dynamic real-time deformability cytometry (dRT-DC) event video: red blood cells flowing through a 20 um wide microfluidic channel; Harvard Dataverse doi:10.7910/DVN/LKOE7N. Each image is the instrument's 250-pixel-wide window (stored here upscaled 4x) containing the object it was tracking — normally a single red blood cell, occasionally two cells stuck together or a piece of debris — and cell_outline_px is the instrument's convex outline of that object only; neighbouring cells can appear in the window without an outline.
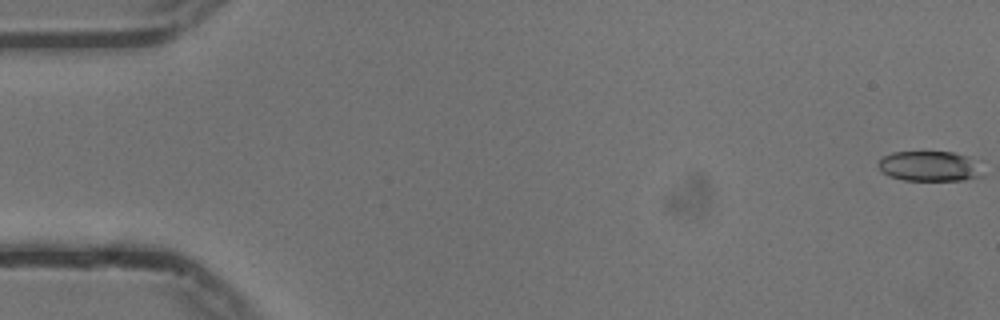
{"species": "common noctule bat (a hibernating species)", "species_latin": "Nyctalus noctula", "temperature_condition": "cold", "stored_images_in_passage": 55, "camera_frame_rate_fps": 3000, "um_per_image_px": 0.085, "animal": {"sex": "male", "body_mass_g": 13.3}, "frame": {"image": 1, "passage_image": 1, "time_ms": 0.0, "image_size_px": [1000, 320], "cell_outline_px": [[984, 176], [964, 180], [904, 180], [888, 176], [876, 164], [880, 156], [892, 152], [952, 152], [968, 156]], "centroid_in_image_um": [78.92, 14.12], "position_along_channel_um": 6.1, "area_um2": 18.21}}
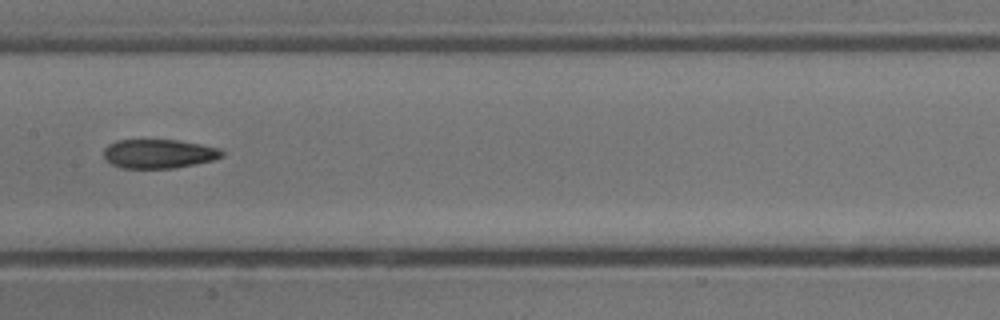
{"frame": {"image": 2, "passage_image": 28, "time_ms": 9.0, "image_size_px": [1000, 320], "cell_outline_px": [[224, 156], [212, 160], [172, 168], [120, 168], [112, 164], [104, 156], [104, 148], [108, 144], [116, 140], [176, 140], [200, 144], [220, 148], [224, 152]], "centroid_in_image_um": [13.49, 13.06], "position_along_channel_um": 193.9, "area_um2": 19.88}}
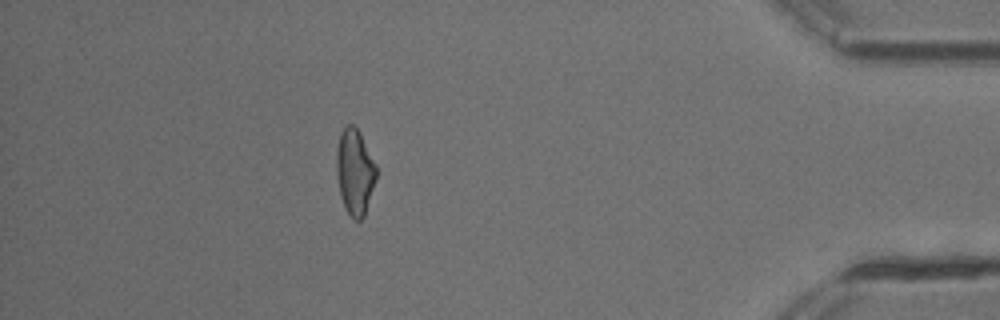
{"frame": {"image": 3, "passage_image": 49, "time_ms": 16.0, "image_size_px": [1000, 320], "cell_outline_px": [[376, 180], [364, 216], [360, 220], [352, 220], [344, 208], [340, 196], [336, 176], [336, 148], [340, 132], [348, 124], [352, 124], [360, 132], [376, 164]], "centroid_in_image_um": [30.14, 14.62], "position_along_channel_um": 405.1, "area_um2": 20.23}, "authors_computed_cell_mechanics": {"area_um2": 20.0566, "velocity_mm_per_s": 3.7447, "shape_relaxation_time_tau1_ms": null, "shape_relaxation_time_tau2_ms": 4.725, "deformation_change_tau1": null, "deformation_change_tau2": 0.1346}}